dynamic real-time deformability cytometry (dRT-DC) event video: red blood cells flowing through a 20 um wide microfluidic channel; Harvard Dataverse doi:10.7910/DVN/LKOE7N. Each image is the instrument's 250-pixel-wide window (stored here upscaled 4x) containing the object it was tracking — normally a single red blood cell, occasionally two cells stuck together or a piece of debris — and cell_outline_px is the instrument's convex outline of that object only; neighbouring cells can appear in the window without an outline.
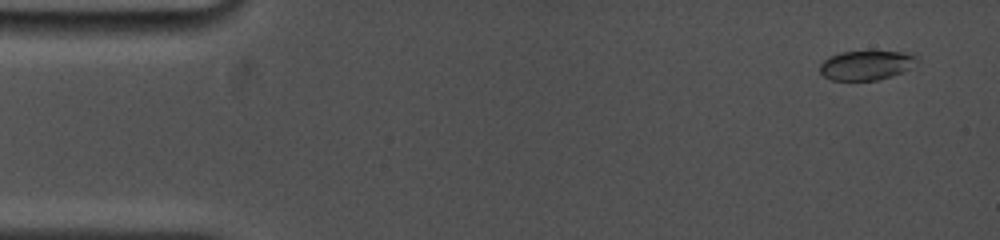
{"species": "common noctule bat (a hibernating species)", "species_latin": "Nyctalus noctula", "temperature_condition": "cold", "stored_images_in_passage": 40, "camera_frame_rate_fps": 5000, "um_per_image_px": 0.085, "animal": {"sex": "female", "body_mass_g": 19.0, "forearm_length_mm": 53.3}, "frame": {"image": 1, "passage_image": 1, "time_ms": 0.0, "image_size_px": [1000, 240], "cell_outline_px": [[916, 60], [912, 68], [892, 76], [876, 80], [832, 80], [824, 76], [820, 72], [820, 64], [824, 60], [840, 52], [916, 52]], "centroid_in_image_um": [73.66, 5.55], "position_along_channel_um": 11.3, "area_um2": 16.53}}
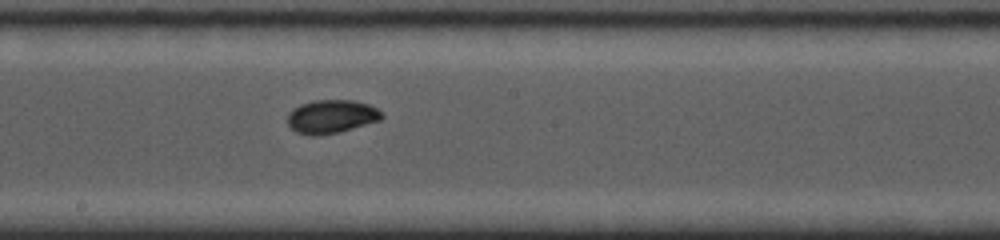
{"frame": {"image": 2, "passage_image": 22, "time_ms": 8.4, "image_size_px": [1000, 240], "cell_outline_px": [[384, 116], [380, 120], [340, 132], [320, 136], [308, 136], [296, 132], [288, 124], [288, 112], [292, 108], [300, 104], [312, 100], [352, 100], [368, 104], [376, 108]], "centroid_in_image_um": [28.13, 9.91], "position_along_channel_um": 220.1, "area_um2": 18.55}}
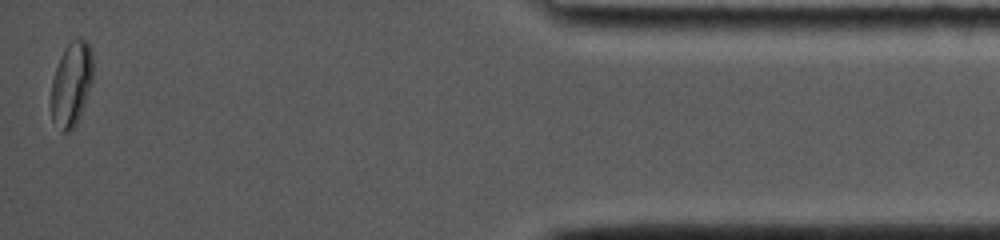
{"frame": {"image": 3, "passage_image": 40, "time_ms": 15.4, "image_size_px": [1000, 240], "cell_outline_px": [[92, 80], [80, 116], [76, 124], [68, 132], [60, 132], [52, 120], [52, 80], [60, 56], [64, 48], [72, 40], [84, 40], [88, 44], [92, 52]], "centroid_in_image_um": [6.06, 7.17], "position_along_channel_um": 429.1, "area_um2": 20.23}, "authors_computed_cell_mechanics": {"area_um2": 17.8313, "velocity_mm_per_s": 3.818, "shape_relaxation_time_tau1_ms": 2.8469, "shape_relaxation_time_tau2_ms": 1.8276, "deformation_change_tau1": 0.0841, "deformation_change_tau2": 0.0374}}